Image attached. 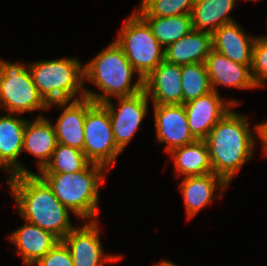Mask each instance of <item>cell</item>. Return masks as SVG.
<instances>
[{
	"instance_id": "obj_2",
	"label": "cell",
	"mask_w": 267,
	"mask_h": 266,
	"mask_svg": "<svg viewBox=\"0 0 267 266\" xmlns=\"http://www.w3.org/2000/svg\"><path fill=\"white\" fill-rule=\"evenodd\" d=\"M247 117L230 110L204 139L210 154L212 173L228 184L252 158L255 140Z\"/></svg>"
},
{
	"instance_id": "obj_27",
	"label": "cell",
	"mask_w": 267,
	"mask_h": 266,
	"mask_svg": "<svg viewBox=\"0 0 267 266\" xmlns=\"http://www.w3.org/2000/svg\"><path fill=\"white\" fill-rule=\"evenodd\" d=\"M195 0H142L139 16L170 17L190 14Z\"/></svg>"
},
{
	"instance_id": "obj_5",
	"label": "cell",
	"mask_w": 267,
	"mask_h": 266,
	"mask_svg": "<svg viewBox=\"0 0 267 266\" xmlns=\"http://www.w3.org/2000/svg\"><path fill=\"white\" fill-rule=\"evenodd\" d=\"M28 69L35 87L48 104L85 97L83 67L76 58L43 60L30 63ZM80 89V98L75 97Z\"/></svg>"
},
{
	"instance_id": "obj_24",
	"label": "cell",
	"mask_w": 267,
	"mask_h": 266,
	"mask_svg": "<svg viewBox=\"0 0 267 266\" xmlns=\"http://www.w3.org/2000/svg\"><path fill=\"white\" fill-rule=\"evenodd\" d=\"M151 28L152 34L164 46L178 41L193 30L190 14L170 17L140 16Z\"/></svg>"
},
{
	"instance_id": "obj_10",
	"label": "cell",
	"mask_w": 267,
	"mask_h": 266,
	"mask_svg": "<svg viewBox=\"0 0 267 266\" xmlns=\"http://www.w3.org/2000/svg\"><path fill=\"white\" fill-rule=\"evenodd\" d=\"M97 221L74 227L62 241L69 248L74 266H102L106 262L119 261L122 256L104 255Z\"/></svg>"
},
{
	"instance_id": "obj_29",
	"label": "cell",
	"mask_w": 267,
	"mask_h": 266,
	"mask_svg": "<svg viewBox=\"0 0 267 266\" xmlns=\"http://www.w3.org/2000/svg\"><path fill=\"white\" fill-rule=\"evenodd\" d=\"M74 266L69 248L61 240L33 266Z\"/></svg>"
},
{
	"instance_id": "obj_8",
	"label": "cell",
	"mask_w": 267,
	"mask_h": 266,
	"mask_svg": "<svg viewBox=\"0 0 267 266\" xmlns=\"http://www.w3.org/2000/svg\"><path fill=\"white\" fill-rule=\"evenodd\" d=\"M83 153L91 163L105 166L108 170L122 152L116 145L108 110L94 103L84 121Z\"/></svg>"
},
{
	"instance_id": "obj_16",
	"label": "cell",
	"mask_w": 267,
	"mask_h": 266,
	"mask_svg": "<svg viewBox=\"0 0 267 266\" xmlns=\"http://www.w3.org/2000/svg\"><path fill=\"white\" fill-rule=\"evenodd\" d=\"M256 37L248 36L234 21L224 24L212 34V49L242 65H252Z\"/></svg>"
},
{
	"instance_id": "obj_9",
	"label": "cell",
	"mask_w": 267,
	"mask_h": 266,
	"mask_svg": "<svg viewBox=\"0 0 267 266\" xmlns=\"http://www.w3.org/2000/svg\"><path fill=\"white\" fill-rule=\"evenodd\" d=\"M116 99L119 104L118 110L115 109V104L111 100L102 105L108 110L116 145L122 151L145 117L149 98L142 90L135 95Z\"/></svg>"
},
{
	"instance_id": "obj_17",
	"label": "cell",
	"mask_w": 267,
	"mask_h": 266,
	"mask_svg": "<svg viewBox=\"0 0 267 266\" xmlns=\"http://www.w3.org/2000/svg\"><path fill=\"white\" fill-rule=\"evenodd\" d=\"M9 240L18 248L17 253L22 255L26 266H33L61 241L53 233L27 221L24 226L9 235Z\"/></svg>"
},
{
	"instance_id": "obj_14",
	"label": "cell",
	"mask_w": 267,
	"mask_h": 266,
	"mask_svg": "<svg viewBox=\"0 0 267 266\" xmlns=\"http://www.w3.org/2000/svg\"><path fill=\"white\" fill-rule=\"evenodd\" d=\"M94 102L87 98L73 101L54 102L48 108L57 105L63 108L57 122L53 124L57 142L83 151L84 146V121L87 110Z\"/></svg>"
},
{
	"instance_id": "obj_4",
	"label": "cell",
	"mask_w": 267,
	"mask_h": 266,
	"mask_svg": "<svg viewBox=\"0 0 267 266\" xmlns=\"http://www.w3.org/2000/svg\"><path fill=\"white\" fill-rule=\"evenodd\" d=\"M107 168L89 163L75 173H41L57 199L79 218L97 221L99 186L105 182Z\"/></svg>"
},
{
	"instance_id": "obj_18",
	"label": "cell",
	"mask_w": 267,
	"mask_h": 266,
	"mask_svg": "<svg viewBox=\"0 0 267 266\" xmlns=\"http://www.w3.org/2000/svg\"><path fill=\"white\" fill-rule=\"evenodd\" d=\"M228 185L222 177L214 173L184 177L180 184V190L184 197L188 219H191L207 204H210L212 198L215 199L219 196H214L216 186H219L222 195Z\"/></svg>"
},
{
	"instance_id": "obj_12",
	"label": "cell",
	"mask_w": 267,
	"mask_h": 266,
	"mask_svg": "<svg viewBox=\"0 0 267 266\" xmlns=\"http://www.w3.org/2000/svg\"><path fill=\"white\" fill-rule=\"evenodd\" d=\"M157 141L167 144L166 152L197 140L191 133L183 104L153 105Z\"/></svg>"
},
{
	"instance_id": "obj_28",
	"label": "cell",
	"mask_w": 267,
	"mask_h": 266,
	"mask_svg": "<svg viewBox=\"0 0 267 266\" xmlns=\"http://www.w3.org/2000/svg\"><path fill=\"white\" fill-rule=\"evenodd\" d=\"M251 74L257 87L267 83V40L258 36L253 45Z\"/></svg>"
},
{
	"instance_id": "obj_26",
	"label": "cell",
	"mask_w": 267,
	"mask_h": 266,
	"mask_svg": "<svg viewBox=\"0 0 267 266\" xmlns=\"http://www.w3.org/2000/svg\"><path fill=\"white\" fill-rule=\"evenodd\" d=\"M90 161L83 151L58 143L50 161L41 173H75L83 170Z\"/></svg>"
},
{
	"instance_id": "obj_22",
	"label": "cell",
	"mask_w": 267,
	"mask_h": 266,
	"mask_svg": "<svg viewBox=\"0 0 267 266\" xmlns=\"http://www.w3.org/2000/svg\"><path fill=\"white\" fill-rule=\"evenodd\" d=\"M235 1L195 0L190 13L193 29L213 34L224 24L234 22L228 13L235 6Z\"/></svg>"
},
{
	"instance_id": "obj_20",
	"label": "cell",
	"mask_w": 267,
	"mask_h": 266,
	"mask_svg": "<svg viewBox=\"0 0 267 266\" xmlns=\"http://www.w3.org/2000/svg\"><path fill=\"white\" fill-rule=\"evenodd\" d=\"M212 50V34L193 29L165 48L164 60L176 65L205 63Z\"/></svg>"
},
{
	"instance_id": "obj_3",
	"label": "cell",
	"mask_w": 267,
	"mask_h": 266,
	"mask_svg": "<svg viewBox=\"0 0 267 266\" xmlns=\"http://www.w3.org/2000/svg\"><path fill=\"white\" fill-rule=\"evenodd\" d=\"M83 72L84 81H91L103 92L98 94L84 89L85 97L94 103L103 104L110 100L109 96L127 97L143 90L140 76L131 84L133 74L137 72L115 41L83 66Z\"/></svg>"
},
{
	"instance_id": "obj_7",
	"label": "cell",
	"mask_w": 267,
	"mask_h": 266,
	"mask_svg": "<svg viewBox=\"0 0 267 266\" xmlns=\"http://www.w3.org/2000/svg\"><path fill=\"white\" fill-rule=\"evenodd\" d=\"M0 105L11 114L47 110L49 104L34 85L28 65L0 60Z\"/></svg>"
},
{
	"instance_id": "obj_13",
	"label": "cell",
	"mask_w": 267,
	"mask_h": 266,
	"mask_svg": "<svg viewBox=\"0 0 267 266\" xmlns=\"http://www.w3.org/2000/svg\"><path fill=\"white\" fill-rule=\"evenodd\" d=\"M181 80V66L163 60L143 79V90L154 105L183 104Z\"/></svg>"
},
{
	"instance_id": "obj_11",
	"label": "cell",
	"mask_w": 267,
	"mask_h": 266,
	"mask_svg": "<svg viewBox=\"0 0 267 266\" xmlns=\"http://www.w3.org/2000/svg\"><path fill=\"white\" fill-rule=\"evenodd\" d=\"M230 101V102H229ZM224 101L219 92L208 94L183 104L190 131L197 140H204L215 125L239 102Z\"/></svg>"
},
{
	"instance_id": "obj_30",
	"label": "cell",
	"mask_w": 267,
	"mask_h": 266,
	"mask_svg": "<svg viewBox=\"0 0 267 266\" xmlns=\"http://www.w3.org/2000/svg\"><path fill=\"white\" fill-rule=\"evenodd\" d=\"M256 132L258 133L257 135L261 139V143L263 146V151L264 154L267 155V122H263L258 124L255 127Z\"/></svg>"
},
{
	"instance_id": "obj_25",
	"label": "cell",
	"mask_w": 267,
	"mask_h": 266,
	"mask_svg": "<svg viewBox=\"0 0 267 266\" xmlns=\"http://www.w3.org/2000/svg\"><path fill=\"white\" fill-rule=\"evenodd\" d=\"M183 104L211 92L212 86L205 63H192L181 66Z\"/></svg>"
},
{
	"instance_id": "obj_32",
	"label": "cell",
	"mask_w": 267,
	"mask_h": 266,
	"mask_svg": "<svg viewBox=\"0 0 267 266\" xmlns=\"http://www.w3.org/2000/svg\"><path fill=\"white\" fill-rule=\"evenodd\" d=\"M155 266H178V265H176L172 262H169V261H161L160 263H158Z\"/></svg>"
},
{
	"instance_id": "obj_6",
	"label": "cell",
	"mask_w": 267,
	"mask_h": 266,
	"mask_svg": "<svg viewBox=\"0 0 267 266\" xmlns=\"http://www.w3.org/2000/svg\"><path fill=\"white\" fill-rule=\"evenodd\" d=\"M115 42L142 79L164 60L165 49L135 11L125 21Z\"/></svg>"
},
{
	"instance_id": "obj_1",
	"label": "cell",
	"mask_w": 267,
	"mask_h": 266,
	"mask_svg": "<svg viewBox=\"0 0 267 266\" xmlns=\"http://www.w3.org/2000/svg\"><path fill=\"white\" fill-rule=\"evenodd\" d=\"M9 188L25 221L53 233L60 240L74 228L69 209L38 174H17Z\"/></svg>"
},
{
	"instance_id": "obj_23",
	"label": "cell",
	"mask_w": 267,
	"mask_h": 266,
	"mask_svg": "<svg viewBox=\"0 0 267 266\" xmlns=\"http://www.w3.org/2000/svg\"><path fill=\"white\" fill-rule=\"evenodd\" d=\"M169 154L174 160L178 175L188 177L212 173L210 154L205 140H195L173 149Z\"/></svg>"
},
{
	"instance_id": "obj_21",
	"label": "cell",
	"mask_w": 267,
	"mask_h": 266,
	"mask_svg": "<svg viewBox=\"0 0 267 266\" xmlns=\"http://www.w3.org/2000/svg\"><path fill=\"white\" fill-rule=\"evenodd\" d=\"M57 144L54 126L48 119L41 115L34 121L27 120L22 150L38 158L39 171L50 161Z\"/></svg>"
},
{
	"instance_id": "obj_31",
	"label": "cell",
	"mask_w": 267,
	"mask_h": 266,
	"mask_svg": "<svg viewBox=\"0 0 267 266\" xmlns=\"http://www.w3.org/2000/svg\"><path fill=\"white\" fill-rule=\"evenodd\" d=\"M0 166L3 167L4 170H6V171L8 170L10 173V176L8 178L9 180L7 182L9 187H10L12 181L14 180L15 174L3 163V161L1 159H0Z\"/></svg>"
},
{
	"instance_id": "obj_19",
	"label": "cell",
	"mask_w": 267,
	"mask_h": 266,
	"mask_svg": "<svg viewBox=\"0 0 267 266\" xmlns=\"http://www.w3.org/2000/svg\"><path fill=\"white\" fill-rule=\"evenodd\" d=\"M27 120L8 113L0 116V159L15 174L34 173L18 162Z\"/></svg>"
},
{
	"instance_id": "obj_15",
	"label": "cell",
	"mask_w": 267,
	"mask_h": 266,
	"mask_svg": "<svg viewBox=\"0 0 267 266\" xmlns=\"http://www.w3.org/2000/svg\"><path fill=\"white\" fill-rule=\"evenodd\" d=\"M207 72L212 89L216 87H235L239 89L256 88L251 74L252 65H242L212 49L206 59Z\"/></svg>"
}]
</instances>
